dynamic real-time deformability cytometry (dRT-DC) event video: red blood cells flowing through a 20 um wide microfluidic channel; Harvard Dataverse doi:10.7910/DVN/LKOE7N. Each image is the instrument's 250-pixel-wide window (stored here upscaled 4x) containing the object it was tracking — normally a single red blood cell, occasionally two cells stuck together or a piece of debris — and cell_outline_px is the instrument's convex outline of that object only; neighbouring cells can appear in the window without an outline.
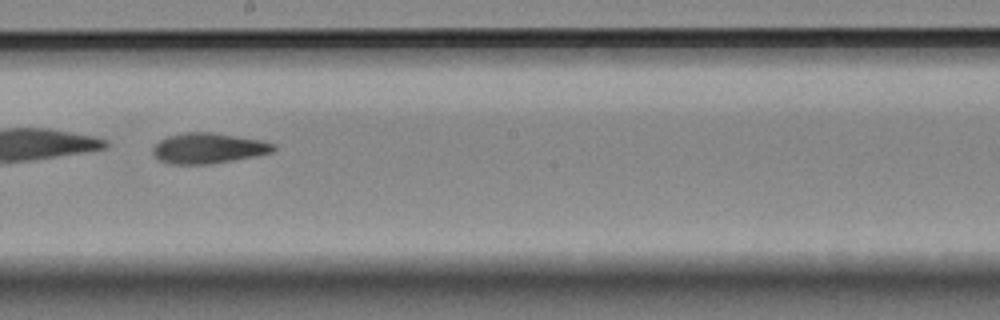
{"species": "Egyptian fruit bat (a non-hibernating species)", "species_latin": "Rousettus aegyptiacus", "temperature_condition": "room temperature", "stored_images_in_passage": 14, "camera_frame_rate_fps": 3000, "um_per_image_px": 0.085, "animal": {"sex": "female"}, "frame": {"image": 1, "passage_image": 8, "time_ms": 2.333, "image_size_px": [1000, 320], "cell_outline_px": [[276, 148], [272, 152], [232, 160], [208, 164], [172, 164], [160, 160], [152, 152], [152, 148], [160, 140], [168, 136], [184, 132], [212, 132], [260, 140], [276, 144]], "centroid_in_image_um": [17.69, 12.59], "position_along_channel_um": 230.5, "area_um2": 21.15}}
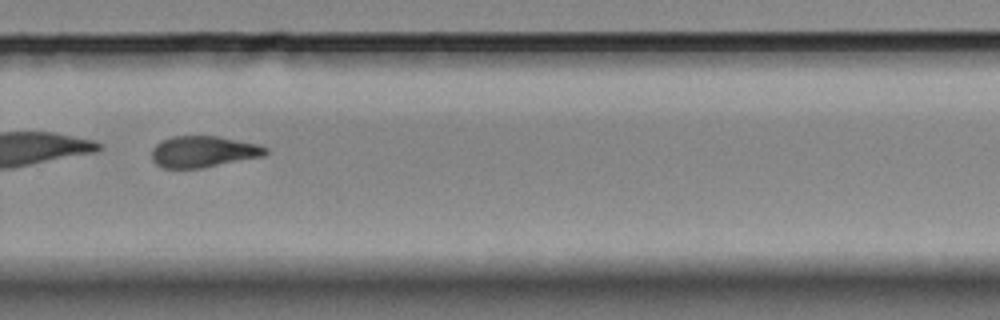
{"frame": {"image": 2, "passage_image": 10, "time_ms": 3.0, "image_size_px": [1000, 320], "cell_outline_px": [[268, 152], [264, 156], [200, 168], [164, 168], [156, 164], [152, 160], [152, 148], [160, 140], [172, 136], [216, 136], [256, 144], [268, 148]], "centroid_in_image_um": [17.24, 12.89], "position_along_channel_um": 312.6, "area_um2": 20.69}}